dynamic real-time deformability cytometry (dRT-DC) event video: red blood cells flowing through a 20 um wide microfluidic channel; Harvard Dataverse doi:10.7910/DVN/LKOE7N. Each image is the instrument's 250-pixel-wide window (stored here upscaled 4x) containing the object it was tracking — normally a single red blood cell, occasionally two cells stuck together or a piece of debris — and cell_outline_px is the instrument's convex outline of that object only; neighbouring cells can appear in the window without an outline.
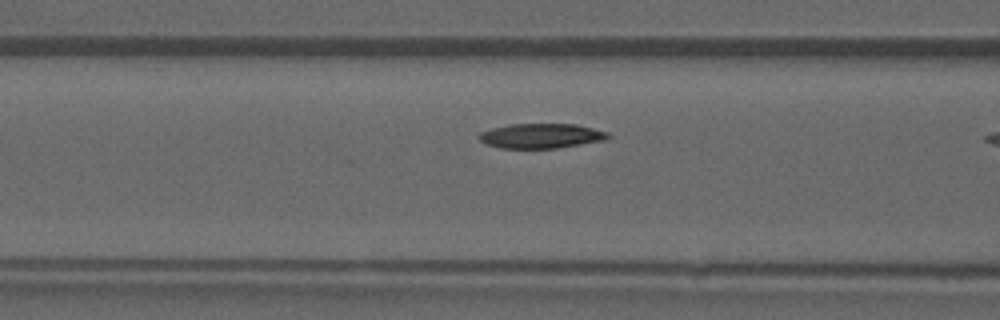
{"species": "common noctule bat (a hibernating species)", "species_latin": "Nyctalus noctula", "temperature_condition": "warm", "stored_images_in_passage": 10, "camera_frame_rate_fps": 3000, "um_per_image_px": 0.085, "animal": {"sex": "male", "forearm_length_mm": 52.5}, "frame": {"image": 1, "passage_image": 9, "time_ms": 2.667, "image_size_px": [1000, 320], "cell_outline_px": [[612, 136], [608, 140], [556, 148], [500, 148], [488, 144], [480, 140], [476, 136], [480, 132], [492, 128], [508, 124], [576, 124], [608, 132]], "centroid_in_image_um": [46.02, 11.55], "position_along_channel_um": 120.6, "area_um2": 18.73}}